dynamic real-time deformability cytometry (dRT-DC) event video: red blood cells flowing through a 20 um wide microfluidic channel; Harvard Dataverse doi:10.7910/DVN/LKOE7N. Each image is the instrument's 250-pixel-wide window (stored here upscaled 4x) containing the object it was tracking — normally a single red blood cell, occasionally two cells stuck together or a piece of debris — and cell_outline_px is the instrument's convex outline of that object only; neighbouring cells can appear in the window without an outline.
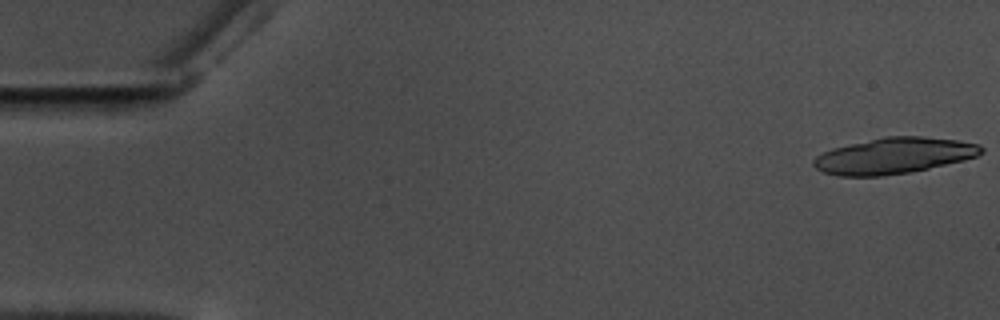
{"species": "common noctule bat (a hibernating species)", "species_latin": "Nyctalus noctula", "temperature_condition": "warm", "stored_images_in_passage": 20, "camera_frame_rate_fps": 3000, "um_per_image_px": 0.085, "animal": {"sex": "male", "body_mass_g": 17.5, "forearm_length_mm": 52.3}, "frame": {"image": 1, "passage_image": 1, "time_ms": 0.0, "image_size_px": [1000, 320], "cell_outline_px": [[984, 152], [976, 156], [964, 160], [928, 168], [908, 172], [880, 176], [840, 176], [824, 172], [816, 168], [812, 164], [812, 160], [816, 156], [832, 148], [884, 136], [924, 136], [960, 140], [980, 144], [984, 148]], "centroid_in_image_um": [76.0, 13.22], "position_along_channel_um": 9.0, "area_um2": 35.2}}